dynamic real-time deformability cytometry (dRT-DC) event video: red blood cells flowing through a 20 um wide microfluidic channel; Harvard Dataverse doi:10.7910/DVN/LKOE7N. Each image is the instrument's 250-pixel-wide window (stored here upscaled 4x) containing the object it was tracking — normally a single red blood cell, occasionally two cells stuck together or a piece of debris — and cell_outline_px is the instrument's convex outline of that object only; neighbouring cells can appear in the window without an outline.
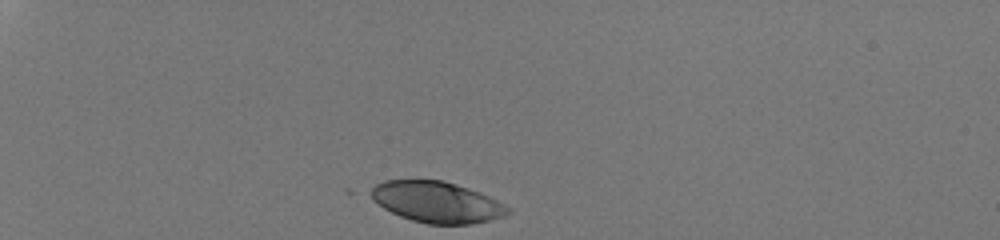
{"species": "human", "species_latin": "Homo sapiens", "temperature_condition": "room temperature", "stored_images_in_passage": 31, "camera_frame_rate_fps": 3000, "um_per_image_px": 0.085, "donor": {"sex": "male"}, "frame": {"image": 1, "passage_image": 1, "time_ms": 0.0, "image_size_px": [1000, 240], "cell_outline_px": [[512, 212], [504, 216], [492, 220], [468, 224], [428, 224], [412, 220], [400, 216], [384, 208], [372, 200], [364, 192], [376, 184], [384, 180], [444, 180], [480, 192], [512, 208]], "centroid_in_image_um": [37.09, 17.17], "position_along_channel_um": 47.9, "area_um2": 33.12}}
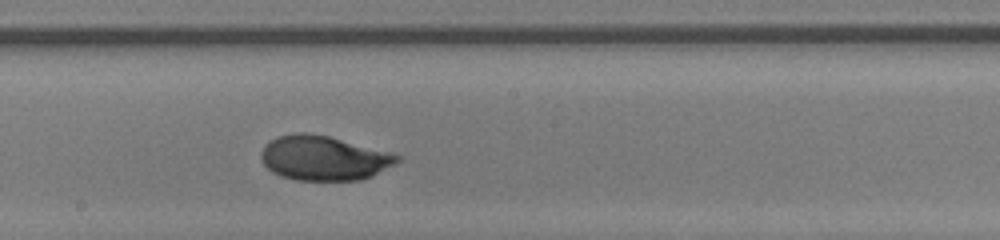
{"frame": {"image": 2, "passage_image": 18, "time_ms": 5.667, "image_size_px": [1000, 240], "cell_outline_px": [[400, 160], [396, 164], [372, 176], [360, 180], [296, 180], [280, 176], [272, 172], [260, 160], [260, 152], [264, 144], [276, 136], [296, 132], [304, 132], [328, 136], [388, 152], [400, 156]], "centroid_in_image_um": [27.47, 13.43], "position_along_channel_um": 220.7, "area_um2": 35.43}}
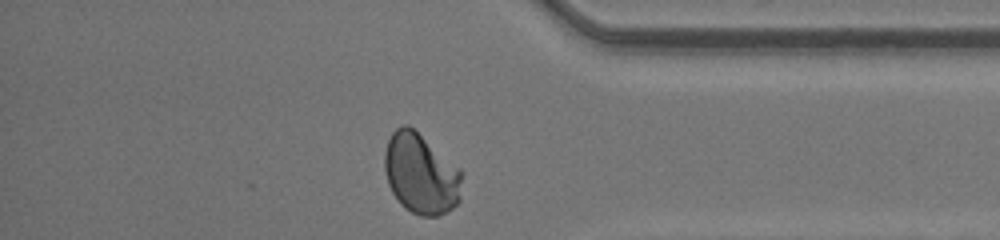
{"frame": {"image": 3, "passage_image": 31, "time_ms": 10.0, "image_size_px": [1000, 240], "cell_outline_px": [[464, 172], [460, 200], [448, 212], [436, 216], [420, 216], [404, 208], [400, 204], [392, 192], [388, 184], [384, 168], [384, 152], [388, 140], [392, 132], [396, 128], [404, 124], [408, 124], [460, 168]], "centroid_in_image_um": [35.79, 14.78], "position_along_channel_um": 399.4, "area_um2": 36.65}, "authors_computed_cell_mechanics": {"area_um2": 35.0846, "velocity_mm_per_s": 4.2695, "shape_relaxation_time_tau1_ms": 3.7873, "shape_relaxation_time_tau2_ms": null, "deformation_change_tau1": 0.1767, "deformation_change_tau2": null}}